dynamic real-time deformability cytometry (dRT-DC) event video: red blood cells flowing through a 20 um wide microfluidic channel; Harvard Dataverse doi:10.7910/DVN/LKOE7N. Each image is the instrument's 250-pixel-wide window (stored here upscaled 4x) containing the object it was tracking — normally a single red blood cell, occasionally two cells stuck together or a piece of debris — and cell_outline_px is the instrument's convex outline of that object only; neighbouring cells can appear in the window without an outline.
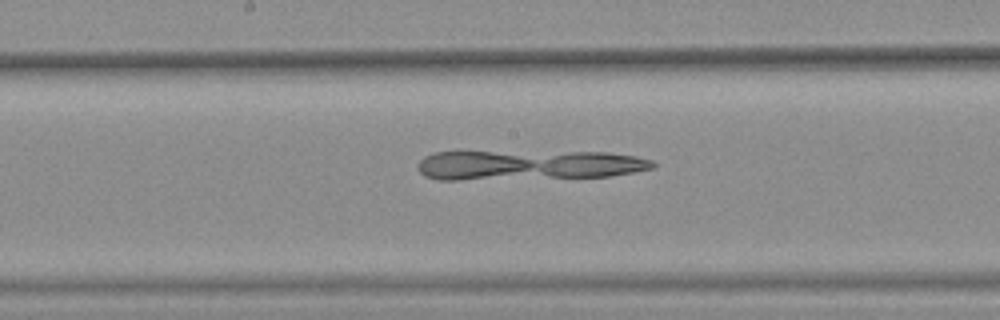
{"species": "common noctule bat (a hibernating species)", "species_latin": "Nyctalus noctula", "temperature_condition": "warm", "stored_images_in_passage": 46, "camera_frame_rate_fps": 3000, "um_per_image_px": 0.085, "animal": {"sex": "female", "body_mass_g": 25.1}, "frame": {"image": 1, "passage_image": 27, "time_ms": 8.667, "image_size_px": [1000, 320], "cell_outline_px": [[656, 168], [612, 176], [460, 180], [440, 180], [424, 176], [416, 168], [416, 164], [424, 156], [432, 152], [608, 152], [636, 156], [652, 160], [656, 164]], "centroid_in_image_um": [44.91, 14.03], "position_along_channel_um": 203.3, "area_um2": 41.15}}